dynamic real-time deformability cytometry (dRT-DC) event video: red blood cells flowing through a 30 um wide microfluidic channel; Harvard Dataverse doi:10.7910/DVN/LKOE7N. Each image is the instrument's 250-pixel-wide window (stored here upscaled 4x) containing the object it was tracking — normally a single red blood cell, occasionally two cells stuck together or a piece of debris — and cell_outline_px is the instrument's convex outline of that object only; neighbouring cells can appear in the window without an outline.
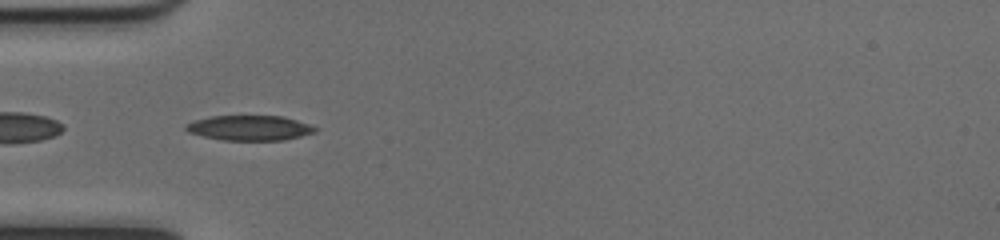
{"species": "common noctule bat (a hibernating species)", "species_latin": "Nyctalus noctula", "temperature_condition": "cold", "stored_images_in_passage": 47, "segment_of_instrument_passage": [2, 2], "camera_frame_rate_fps": 3000, "um_per_image_px": 0.085, "animal": {"sex": "female", "body_mass_g": 17.0, "forearm_length_mm": 48.0}, "frame": {"image": 1, "passage_image": 17, "time_ms": 5.333, "image_size_px": [1000, 240], "cell_outline_px": [[320, 128], [316, 132], [284, 140], [224, 140], [204, 136], [188, 132], [184, 128], [184, 124], [196, 120], [212, 116], [284, 116]], "centroid_in_image_um": [21.23, 10.87], "position_along_channel_um": 63.8, "area_um2": 18.79}}
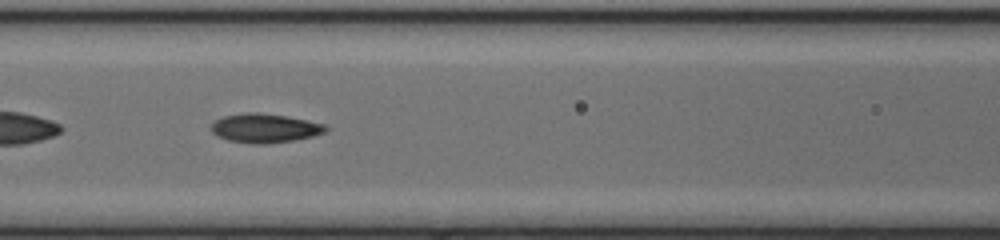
{"frame": {"image": 2, "passage_image": 23, "time_ms": 7.333, "image_size_px": [1000, 240], "cell_outline_px": [[328, 128], [324, 132], [312, 136], [296, 140], [264, 144], [252, 144], [228, 140], [216, 136], [212, 132], [212, 124], [216, 120], [224, 116], [248, 112], [256, 112], [284, 116], [308, 120], [324, 124]], "centroid_in_image_um": [22.5, 10.9], "position_along_channel_um": 144.1, "area_um2": 19.25}}
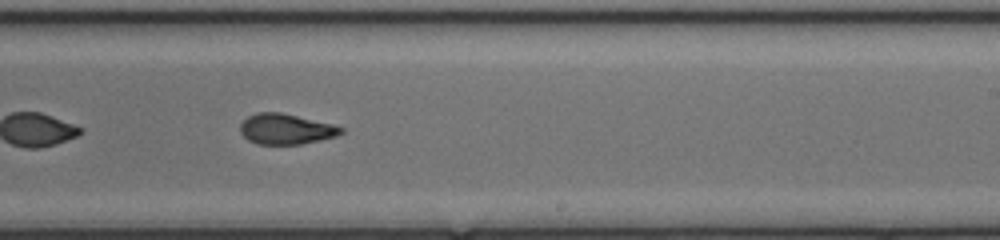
{"frame": {"image": 3, "passage_image": 32, "time_ms": 10.333, "image_size_px": [1000, 240], "cell_outline_px": [[344, 132], [336, 136], [320, 140], [300, 144], [256, 144], [248, 140], [240, 132], [240, 124], [248, 116], [256, 112], [280, 112], [332, 124], [344, 128]], "centroid_in_image_um": [24.29, 10.97], "position_along_channel_um": 264.7, "area_um2": 17.86}}